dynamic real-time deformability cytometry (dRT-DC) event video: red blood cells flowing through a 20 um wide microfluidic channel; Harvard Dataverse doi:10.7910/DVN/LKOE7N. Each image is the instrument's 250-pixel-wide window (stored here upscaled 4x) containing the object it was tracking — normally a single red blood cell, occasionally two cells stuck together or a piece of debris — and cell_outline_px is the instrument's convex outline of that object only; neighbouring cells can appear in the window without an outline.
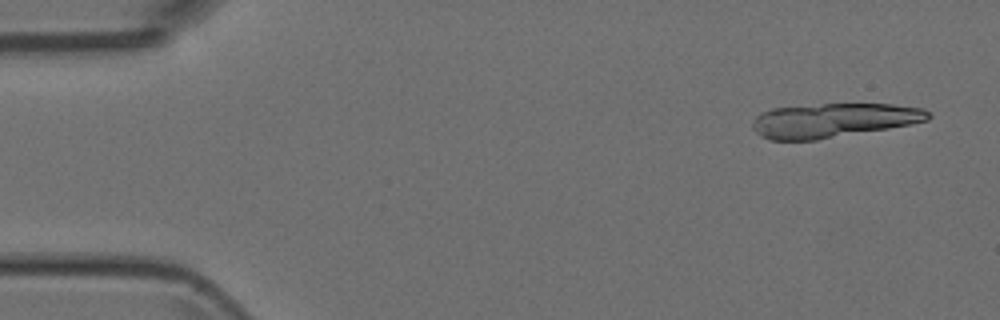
{"species": "Egyptian fruit bat (a non-hibernating species)", "species_latin": "Rousettus aegyptiacus", "temperature_condition": "room temperature", "stored_images_in_passage": 17, "camera_frame_rate_fps": 3000, "um_per_image_px": 0.085, "animal": {"sex": "female"}, "frame": {"image": 1, "passage_image": 3, "time_ms": 0.667, "image_size_px": [1000, 320], "cell_outline_px": [[932, 116], [928, 120], [912, 124], [816, 140], [768, 140], [760, 136], [752, 128], [752, 124], [756, 116], [760, 112], [772, 108], [820, 104], [892, 104], [924, 108]], "centroid_in_image_um": [70.82, 10.22], "position_along_channel_um": 14.2, "area_um2": 35.08}}